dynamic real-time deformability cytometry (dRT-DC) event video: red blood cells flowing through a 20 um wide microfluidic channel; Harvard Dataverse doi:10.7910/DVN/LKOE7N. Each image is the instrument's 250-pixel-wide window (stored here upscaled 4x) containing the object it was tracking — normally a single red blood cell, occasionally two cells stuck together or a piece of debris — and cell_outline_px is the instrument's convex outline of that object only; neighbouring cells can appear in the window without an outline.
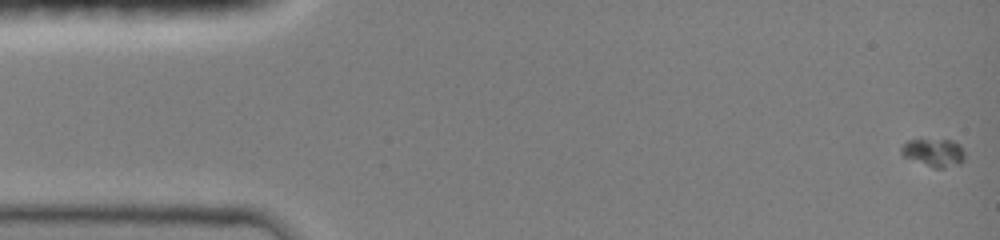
{"species": "common noctule bat (a hibernating species)", "species_latin": "Nyctalus noctula", "temperature_condition": "room temperature", "stored_images_in_passage": 18, "camera_frame_rate_fps": 3000, "um_per_image_px": 0.085, "animal": {"sex": "female", "body_mass_g": 19.0, "forearm_length_mm": 51.5}, "frame": {"image": 1, "passage_image": 1, "time_ms": 0.0, "image_size_px": [1000, 240], "cell_outline_px": [[964, 160], [960, 164], [940, 168], [936, 168], [904, 156], [900, 148], [908, 140], [952, 140], [960, 144], [964, 152]], "centroid_in_image_um": [79.42, 12.96], "position_along_channel_um": 5.6, "area_um2": 10.06}}
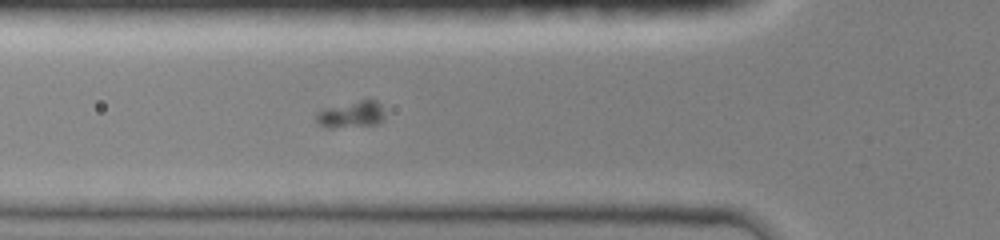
{"frame": {"image": 2, "passage_image": 18, "time_ms": 5.667, "image_size_px": [1000, 240], "cell_outline_px": [[384, 116], [380, 124], [328, 128], [320, 124], [316, 120], [316, 116], [324, 108], [360, 100], [376, 100], [380, 104]], "centroid_in_image_um": [29.88, 9.73], "position_along_channel_um": 95.9, "area_um2": 10.4}}